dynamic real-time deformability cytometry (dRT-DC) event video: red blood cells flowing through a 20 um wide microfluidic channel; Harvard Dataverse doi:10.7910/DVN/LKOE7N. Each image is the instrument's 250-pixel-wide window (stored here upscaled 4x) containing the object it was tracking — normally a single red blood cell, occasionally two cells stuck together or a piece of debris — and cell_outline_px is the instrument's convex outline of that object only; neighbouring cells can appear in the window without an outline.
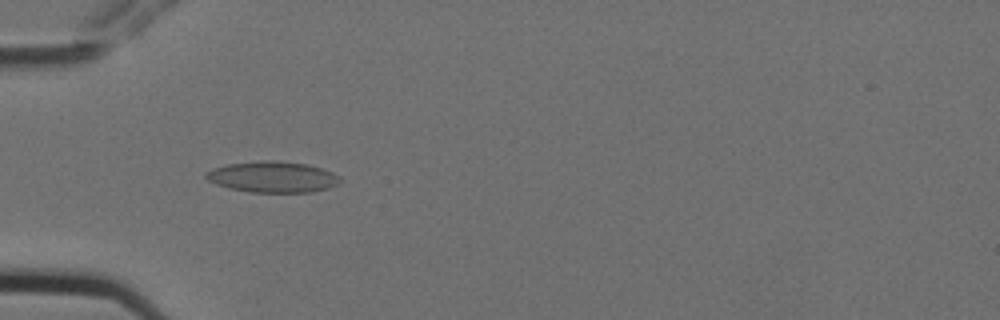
{"species": "Egyptian fruit bat (a non-hibernating species)", "species_latin": "Rousettus aegyptiacus", "temperature_condition": "cold", "stored_images_in_passage": 6, "camera_frame_rate_fps": 3000, "um_per_image_px": 0.085, "animal": {"sex": "female"}, "frame": {"image": 1, "passage_image": 5, "time_ms": 1.333, "image_size_px": [1000, 320], "cell_outline_px": [[344, 180], [328, 188], [312, 192], [248, 192], [228, 188], [216, 184], [208, 180], [204, 176], [204, 172], [212, 168], [228, 164], [264, 160], [272, 160], [308, 164], [332, 172], [340, 176]], "centroid_in_image_um": [23.16, 15.04], "position_along_channel_um": 61.8, "area_um2": 24.39}}
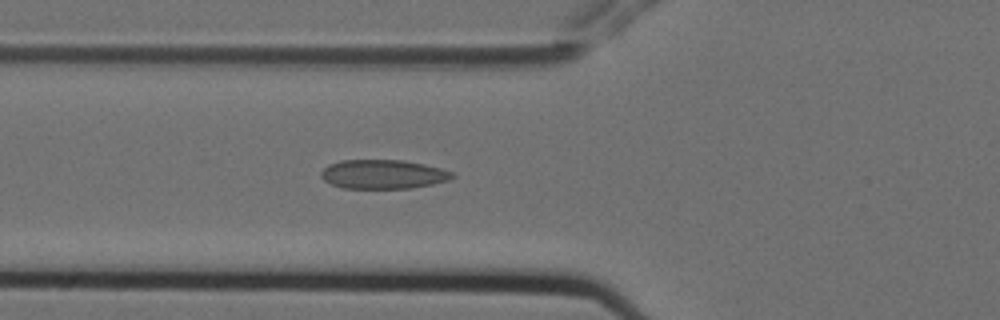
{"frame": {"image": 2, "passage_image": 6, "time_ms": 1.667, "image_size_px": [1000, 320], "cell_outline_px": [[456, 176], [448, 180], [432, 184], [412, 188], [344, 188], [332, 184], [324, 180], [320, 176], [320, 172], [328, 164], [340, 160], [404, 160], [424, 164], [440, 168], [452, 172]], "centroid_in_image_um": [32.55, 14.8], "position_along_channel_um": 93.3, "area_um2": 22.25}}